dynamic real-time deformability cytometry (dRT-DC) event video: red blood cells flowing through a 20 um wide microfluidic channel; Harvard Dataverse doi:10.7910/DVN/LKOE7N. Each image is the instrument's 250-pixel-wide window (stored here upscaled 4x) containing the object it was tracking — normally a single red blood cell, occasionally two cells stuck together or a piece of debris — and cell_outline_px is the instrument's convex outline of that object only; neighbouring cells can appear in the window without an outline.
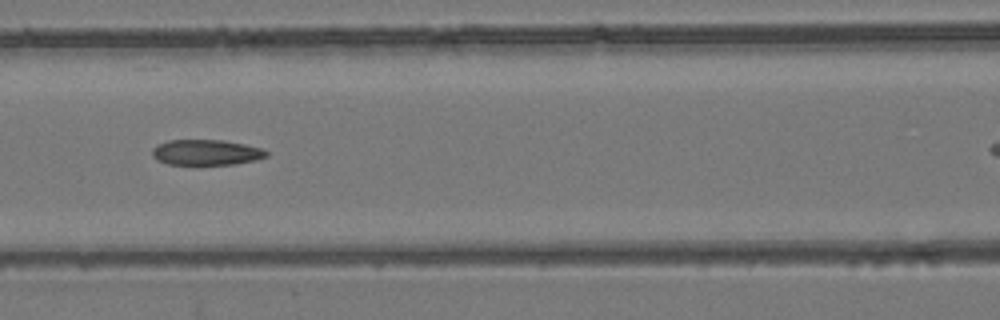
{"species": "common noctule bat (a hibernating species)", "species_latin": "Nyctalus noctula", "temperature_condition": "room temperature", "stored_images_in_passage": 6, "segment_of_instrument_passage": [1, 2], "camera_frame_rate_fps": 3000, "um_per_image_px": 0.085, "animal": {"sex": "female", "body_mass_g": 24.6, "forearm_length_mm": 56.2}, "frame": {"image": 1, "passage_image": 3, "time_ms": 0.667, "image_size_px": [1000, 320], "cell_outline_px": [[268, 156], [256, 160], [236, 164], [168, 164], [156, 160], [152, 156], [152, 148], [168, 140], [224, 140], [244, 144], [260, 148], [268, 152]], "centroid_in_image_um": [17.52, 12.95], "position_along_channel_um": 149.1, "area_um2": 16.94}}
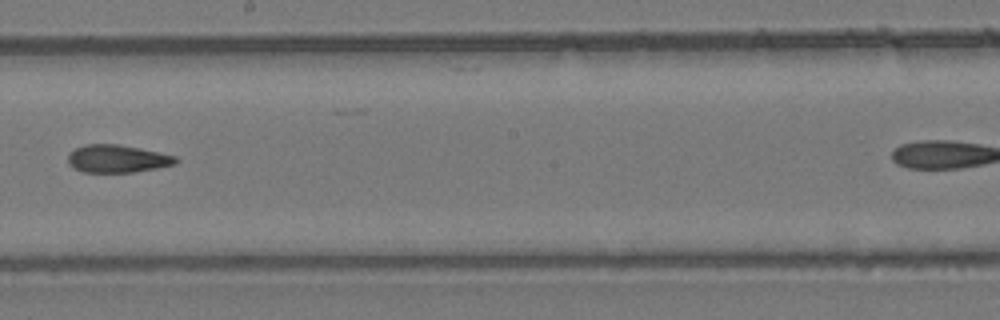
{"frame": {"image": 2, "passage_image": 5, "time_ms": 1.333, "image_size_px": [1000, 320], "cell_outline_px": [[180, 160], [176, 164], [156, 168], [132, 172], [84, 172], [76, 168], [68, 160], [68, 156], [76, 148], [88, 144], [120, 144], [140, 148], [176, 156]], "centroid_in_image_um": [10.04, 13.48], "position_along_channel_um": 238.2, "area_um2": 17.17}}